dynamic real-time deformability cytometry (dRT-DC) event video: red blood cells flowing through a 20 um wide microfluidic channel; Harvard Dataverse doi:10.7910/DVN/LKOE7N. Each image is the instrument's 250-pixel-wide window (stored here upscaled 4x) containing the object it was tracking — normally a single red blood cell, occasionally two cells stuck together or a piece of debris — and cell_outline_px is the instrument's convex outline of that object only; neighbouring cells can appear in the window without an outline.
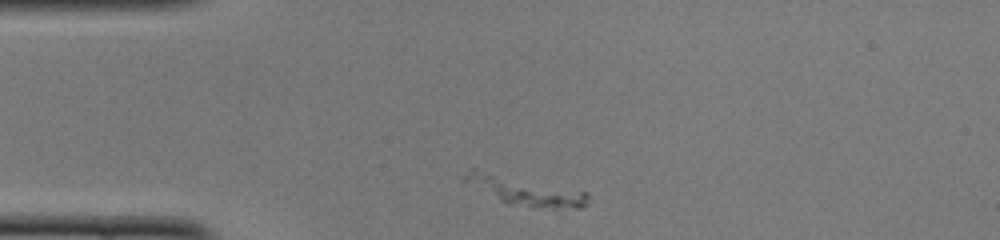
{"species": "common noctule bat (a hibernating species)", "species_latin": "Nyctalus noctula", "temperature_condition": "cold", "stored_images_in_passage": 34, "camera_frame_rate_fps": 3000, "um_per_image_px": 0.085, "animal": {"sex": "female", "body_mass_g": 22.0, "forearm_length_mm": 56.7}, "frame": {"image": 1, "passage_image": 1, "time_ms": 0.0, "image_size_px": [1000, 240], "cell_outline_px": [[588, 204], [580, 208], [556, 208], [508, 204], [460, 180], [472, 168], [588, 192]], "centroid_in_image_um": [44.64, 16.22], "position_along_channel_um": 40.4, "area_um2": 20.06}}
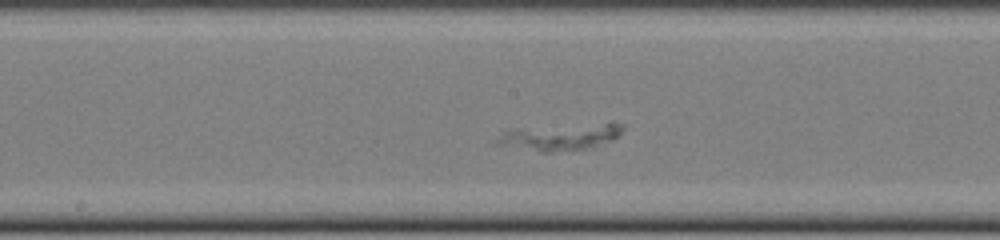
{"frame": {"image": 2, "passage_image": 15, "time_ms": 4.667, "image_size_px": [1000, 240], "cell_outline_px": [[624, 128], [612, 140], [592, 148], [552, 152], [540, 152], [492, 144], [504, 132], [612, 120], [624, 124]], "centroid_in_image_um": [47.77, 11.64], "position_along_channel_um": 200.4, "area_um2": 19.42}}
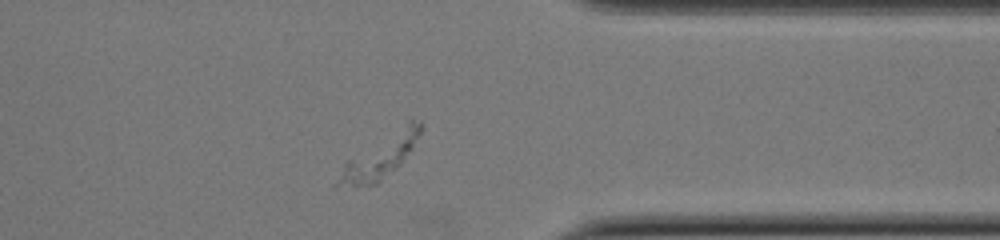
{"frame": {"image": 3, "passage_image": 29, "time_ms": 9.333, "image_size_px": [1000, 240], "cell_outline_px": [[424, 128], [400, 164], [396, 168], [376, 184], [332, 184], [344, 164], [348, 160], [408, 120], [420, 120], [424, 124]], "centroid_in_image_um": [32.35, 13.27], "position_along_channel_um": 379.0, "area_um2": 19.65}}